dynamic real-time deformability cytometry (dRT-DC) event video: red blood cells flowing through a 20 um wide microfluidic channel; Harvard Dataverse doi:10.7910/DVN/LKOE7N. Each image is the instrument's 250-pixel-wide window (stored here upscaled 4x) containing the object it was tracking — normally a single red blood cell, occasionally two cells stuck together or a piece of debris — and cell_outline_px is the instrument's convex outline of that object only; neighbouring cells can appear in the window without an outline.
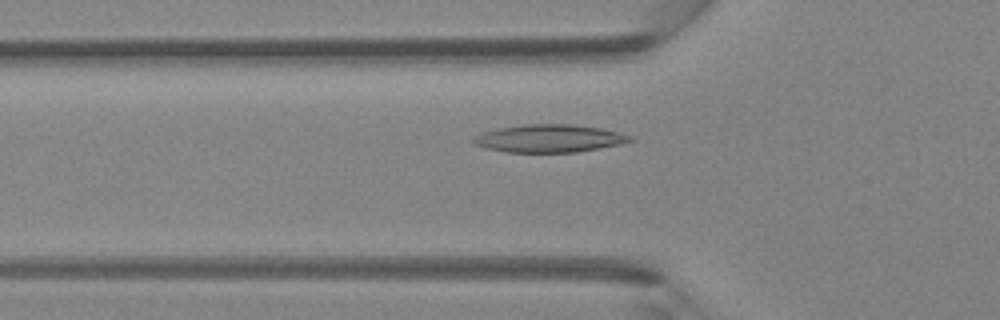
{"species": "Egyptian fruit bat (a non-hibernating species)", "species_latin": "Rousettus aegyptiacus", "temperature_condition": "room temperature", "stored_images_in_passage": 26, "camera_frame_rate_fps": 3000, "um_per_image_px": 0.085, "animal": {"sex": "female"}, "frame": {"image": 1, "passage_image": 3, "time_ms": 0.667, "image_size_px": [1000, 320], "cell_outline_px": [[636, 140], [620, 144], [600, 148], [576, 152], [504, 152], [484, 148], [472, 144], [472, 136], [484, 132], [500, 128], [524, 124], [568, 124], [600, 128], [632, 136]], "centroid_in_image_um": [46.64, 11.77], "position_along_channel_um": 79.2, "area_um2": 25.37}}
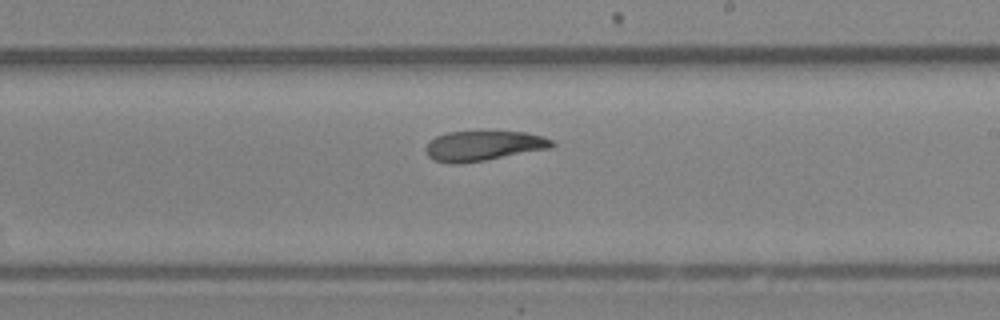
{"frame": {"image": 2, "passage_image": 14, "time_ms": 4.333, "image_size_px": [1000, 320], "cell_outline_px": [[556, 144], [552, 148], [484, 160], [456, 164], [452, 164], [432, 160], [428, 156], [424, 148], [428, 140], [436, 136], [448, 132], [524, 132], [544, 136], [552, 140]], "centroid_in_image_um": [41.07, 12.39], "position_along_channel_um": 247.9, "area_um2": 22.08}}
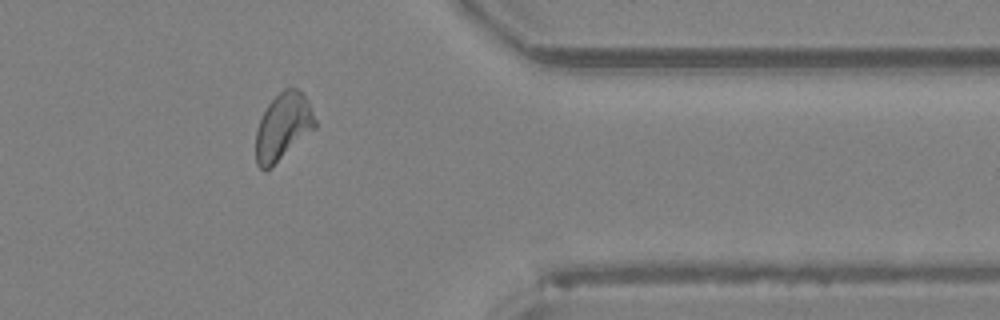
{"frame": {"image": 3, "passage_image": 24, "time_ms": 7.667, "image_size_px": [1000, 320], "cell_outline_px": [[316, 128], [272, 168], [264, 172], [256, 164], [256, 128], [268, 104], [284, 88], [296, 88], [308, 100], [316, 120]], "centroid_in_image_um": [24.05, 10.82], "position_along_channel_um": 387.3, "area_um2": 23.29}}